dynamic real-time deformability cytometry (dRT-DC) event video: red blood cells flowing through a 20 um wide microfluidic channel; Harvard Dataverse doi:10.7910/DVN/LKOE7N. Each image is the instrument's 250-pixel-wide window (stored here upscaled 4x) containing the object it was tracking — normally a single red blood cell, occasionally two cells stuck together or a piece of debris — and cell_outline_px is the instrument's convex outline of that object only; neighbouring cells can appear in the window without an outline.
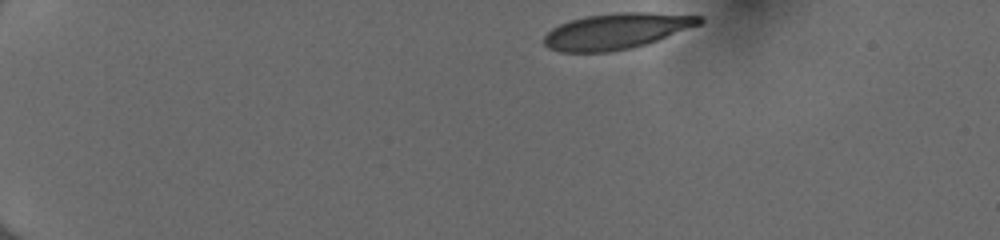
{"species": "human", "species_latin": "Homo sapiens", "temperature_condition": "cold", "stored_images_in_passage": 43, "camera_frame_rate_fps": 3000, "um_per_image_px": 0.085, "donor": {"sex": "female"}, "frame": {"image": 1, "passage_image": 1, "time_ms": 0.0, "image_size_px": [1000, 240], "cell_outline_px": [[704, 20], [700, 24], [648, 44], [632, 48], [608, 52], [560, 52], [548, 48], [544, 44], [544, 36], [552, 28], [560, 24], [584, 16], [616, 12], [648, 12], [704, 16]], "centroid_in_image_um": [52.41, 2.64], "position_along_channel_um": 32.6, "area_um2": 32.6}}
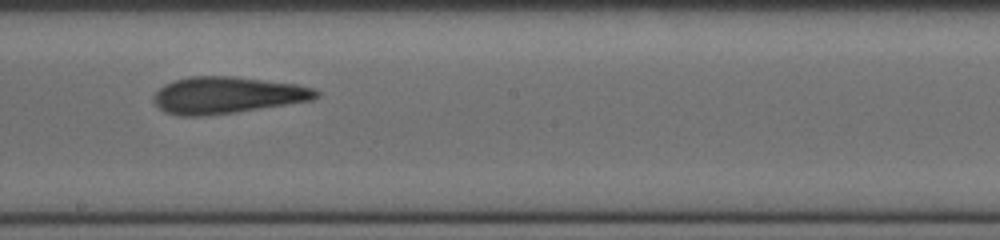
{"frame": {"image": 2, "passage_image": 23, "time_ms": 7.333, "image_size_px": [1000, 240], "cell_outline_px": [[320, 96], [312, 100], [236, 112], [200, 116], [180, 116], [164, 112], [152, 100], [152, 96], [164, 84], [172, 80], [188, 76], [232, 76], [296, 84], [316, 88], [320, 92]], "centroid_in_image_um": [19.29, 8.08], "position_along_channel_um": 228.9, "area_um2": 34.91}}
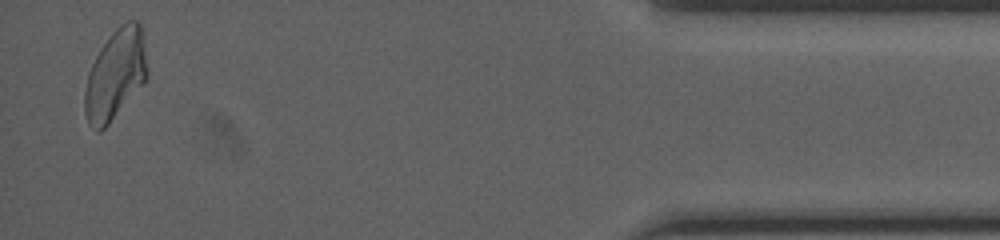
{"frame": {"image": 3, "passage_image": 42, "time_ms": 13.667, "image_size_px": [1000, 240], "cell_outline_px": [[148, 76], [108, 124], [100, 132], [96, 132], [88, 124], [84, 112], [84, 92], [88, 72], [100, 48], [108, 36], [116, 28], [128, 20], [140, 20], [148, 72]], "centroid_in_image_um": [9.78, 6.33], "position_along_channel_um": 425.4, "area_um2": 32.6}, "authors_computed_cell_mechanics": {"area_um2": 33.7552, "velocity_mm_per_s": 4.0273, "shape_relaxation_time_tau1_ms": 9.6612, "shape_relaxation_time_tau2_ms": 1.84, "deformation_change_tau1": 0.2682, "deformation_change_tau2": 0.1094}}